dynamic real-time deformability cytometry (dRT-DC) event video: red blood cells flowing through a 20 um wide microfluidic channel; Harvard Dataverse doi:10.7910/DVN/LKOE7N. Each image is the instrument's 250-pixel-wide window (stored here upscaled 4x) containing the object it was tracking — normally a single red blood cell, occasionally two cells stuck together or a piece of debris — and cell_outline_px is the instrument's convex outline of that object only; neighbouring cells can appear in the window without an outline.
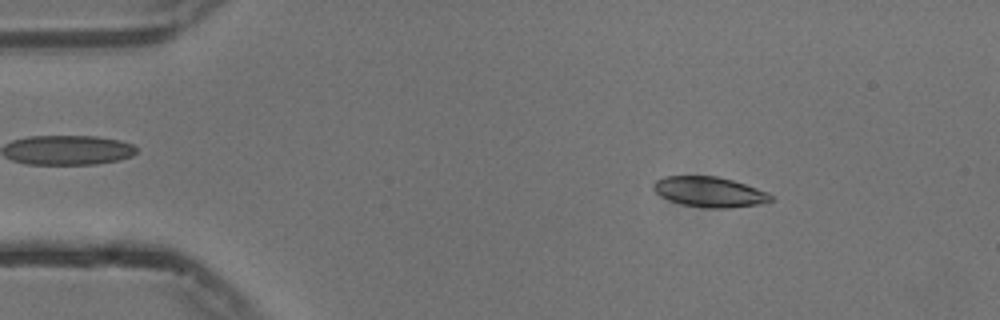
{"species": "common noctule bat (a hibernating species)", "species_latin": "Nyctalus noctula", "temperature_condition": "cold", "stored_images_in_passage": 53, "camera_frame_rate_fps": 3000, "um_per_image_px": 0.085, "animal": {"sex": "male", "body_mass_g": 13.3}, "frame": {"image": 1, "passage_image": 7, "time_ms": 2.0, "image_size_px": [1000, 320], "cell_outline_px": [[772, 200], [760, 204], [728, 208], [708, 208], [684, 204], [660, 196], [652, 188], [652, 184], [656, 180], [664, 176], [716, 176], [732, 180], [768, 192], [772, 196]], "centroid_in_image_um": [60.3, 16.3], "position_along_channel_um": 24.7, "area_um2": 20.46}}
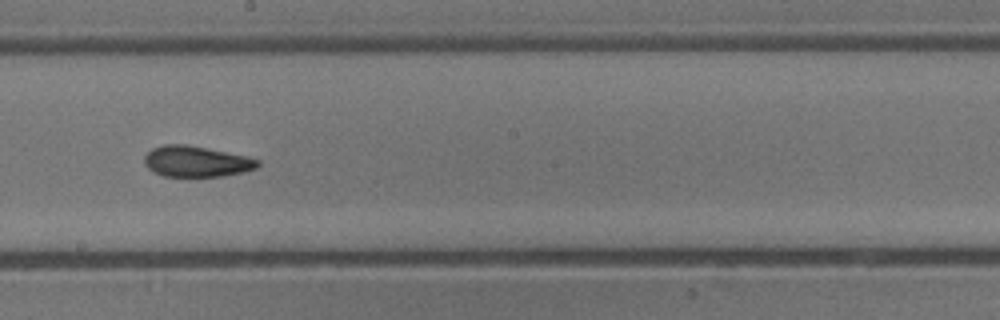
{"frame": {"image": 2, "passage_image": 29, "time_ms": 9.333, "image_size_px": [1000, 320], "cell_outline_px": [[260, 164], [256, 168], [244, 172], [224, 176], [164, 176], [152, 172], [144, 164], [144, 156], [152, 148], [164, 144], [184, 144], [248, 156], [260, 160]], "centroid_in_image_um": [16.68, 13.72], "position_along_channel_um": 231.5, "area_um2": 20.46}}
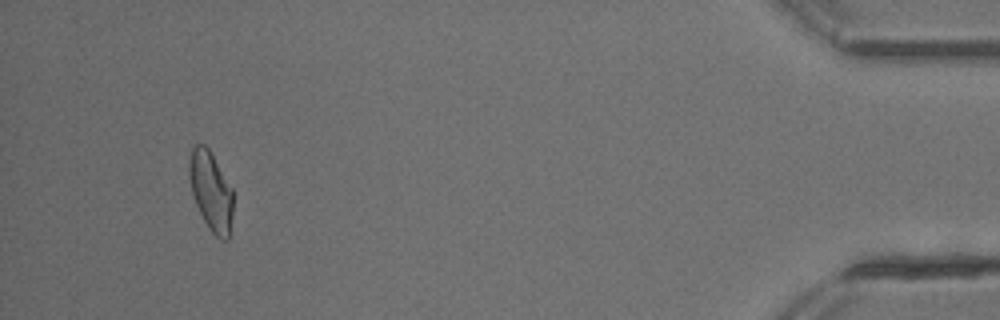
{"frame": {"image": 3, "passage_image": 50, "time_ms": 16.333, "image_size_px": [1000, 320], "cell_outline_px": [[232, 216], [228, 240], [220, 240], [212, 232], [204, 220], [192, 196], [188, 176], [188, 164], [192, 148], [196, 144], [204, 144], [208, 148], [232, 188]], "centroid_in_image_um": [17.91, 16.24], "position_along_channel_um": 417.3, "area_um2": 20.17}, "authors_computed_cell_mechanics": {"area_um2": 20.6924, "velocity_mm_per_s": 3.746, "shape_relaxation_time_tau1_ms": 7.1011, "shape_relaxation_time_tau2_ms": 2.5046, "deformation_change_tau1": 0.1503, "deformation_change_tau2": 0.0887}}